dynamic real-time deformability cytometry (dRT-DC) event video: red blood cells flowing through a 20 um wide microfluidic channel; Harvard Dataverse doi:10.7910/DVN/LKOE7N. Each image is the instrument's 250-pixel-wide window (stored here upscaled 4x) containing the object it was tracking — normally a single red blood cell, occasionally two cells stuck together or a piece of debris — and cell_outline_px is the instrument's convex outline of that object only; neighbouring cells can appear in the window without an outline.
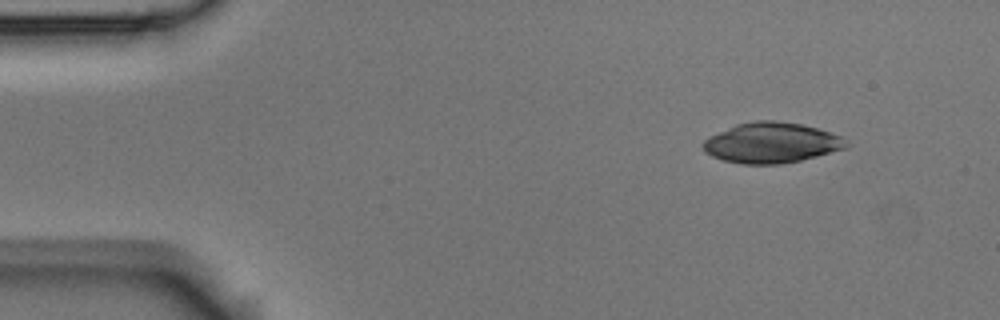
{"species": "Egyptian fruit bat (a non-hibernating species)", "species_latin": "Rousettus aegyptiacus", "temperature_condition": "room temperature", "stored_images_in_passage": 3, "camera_frame_rate_fps": 3000, "um_per_image_px": 0.085, "animal": {"sex": "male"}, "frame": {"image": 1, "passage_image": 1, "time_ms": 0.0, "image_size_px": [1000, 320], "cell_outline_px": [[848, 148], [800, 160], [780, 164], [744, 164], [724, 160], [712, 156], [704, 152], [700, 144], [708, 136], [736, 124], [756, 120], [776, 120], [804, 124], [840, 136], [848, 140]], "centroid_in_image_um": [65.55, 12.13], "position_along_channel_um": 19.5, "area_um2": 33.93}}